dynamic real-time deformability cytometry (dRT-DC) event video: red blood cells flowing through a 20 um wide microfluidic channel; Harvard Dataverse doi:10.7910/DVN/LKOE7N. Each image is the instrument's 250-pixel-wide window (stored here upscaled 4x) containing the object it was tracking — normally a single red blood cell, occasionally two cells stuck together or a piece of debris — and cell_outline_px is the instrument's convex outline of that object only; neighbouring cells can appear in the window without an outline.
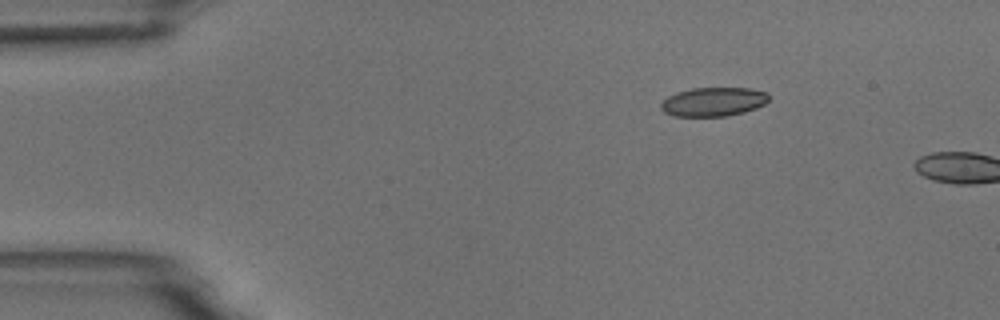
{"species": "common noctule bat (a hibernating species)", "species_latin": "Nyctalus noctula", "temperature_condition": "room temperature", "stored_images_in_passage": 2, "camera_frame_rate_fps": 3000, "um_per_image_px": 0.085, "animal": {"sex": "male", "body_mass_g": 18.8}, "frame": {"image": 1, "passage_image": 1, "time_ms": 0.0, "image_size_px": [1000, 320], "cell_outline_px": [[768, 100], [764, 104], [756, 108], [744, 112], [728, 116], [672, 116], [664, 112], [660, 108], [660, 104], [668, 96], [676, 92], [692, 88], [752, 88], [768, 92]], "centroid_in_image_um": [60.63, 8.65], "position_along_channel_um": 24.4, "area_um2": 18.32}}